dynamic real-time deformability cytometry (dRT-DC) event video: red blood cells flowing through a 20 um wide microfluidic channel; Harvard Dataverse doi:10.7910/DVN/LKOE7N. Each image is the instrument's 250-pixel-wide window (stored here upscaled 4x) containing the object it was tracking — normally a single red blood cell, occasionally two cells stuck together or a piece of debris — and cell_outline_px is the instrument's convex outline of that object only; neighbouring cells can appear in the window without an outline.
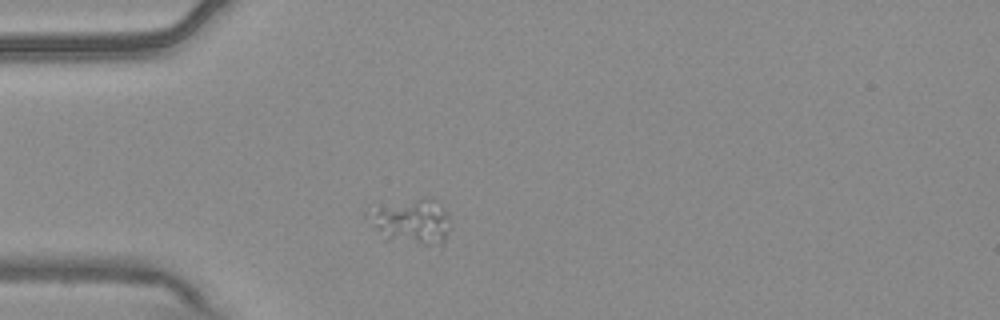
{"species": "common noctule bat (a hibernating species)", "species_latin": "Nyctalus noctula", "temperature_condition": "warm", "stored_images_in_passage": 1, "camera_frame_rate_fps": 3000, "um_per_image_px": 0.085, "animal": {"sex": "male", "body_mass_g": 20.4}, "frame": {"image": 1, "passage_image": 1, "time_ms": 0.0, "image_size_px": [1000, 320], "cell_outline_px": [[452, 228], [444, 244], [424, 244], [384, 240], [364, 216], [364, 212], [368, 204], [424, 196], [432, 196], [444, 208], [448, 216]], "centroid_in_image_um": [34.88, 18.74], "position_along_channel_um": 50.1, "area_um2": 23.47}}